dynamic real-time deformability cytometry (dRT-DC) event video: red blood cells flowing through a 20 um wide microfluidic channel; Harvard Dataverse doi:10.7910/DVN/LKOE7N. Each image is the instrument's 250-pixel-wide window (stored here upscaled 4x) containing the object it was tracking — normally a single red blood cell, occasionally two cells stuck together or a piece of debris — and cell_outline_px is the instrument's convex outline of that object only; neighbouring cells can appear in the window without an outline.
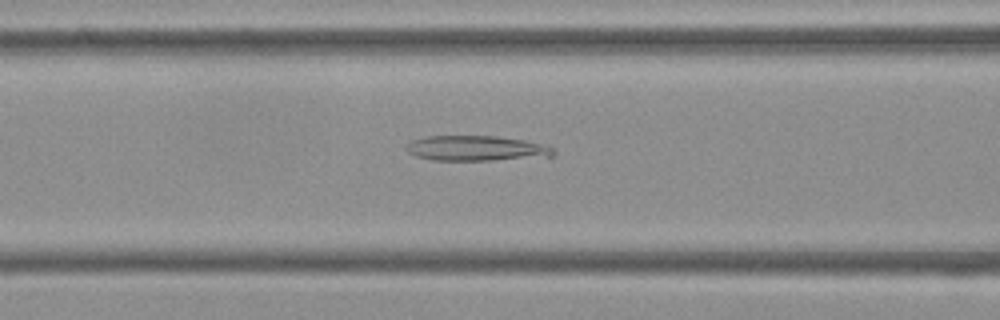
{"species": "Egyptian fruit bat (a non-hibernating species)", "species_latin": "Rousettus aegyptiacus", "temperature_condition": "cold", "stored_images_in_passage": 53, "camera_frame_rate_fps": 3000, "um_per_image_px": 0.085, "frame": {"image": 1, "passage_image": 21, "time_ms": 6.667, "image_size_px": [1000, 320], "cell_outline_px": [[556, 152], [552, 156], [492, 160], [432, 160], [416, 156], [408, 152], [404, 148], [412, 140], [424, 136], [496, 136], [524, 140], [548, 144], [556, 148]], "centroid_in_image_um": [40.53, 12.6], "position_along_channel_um": 126.1, "area_um2": 21.79}}
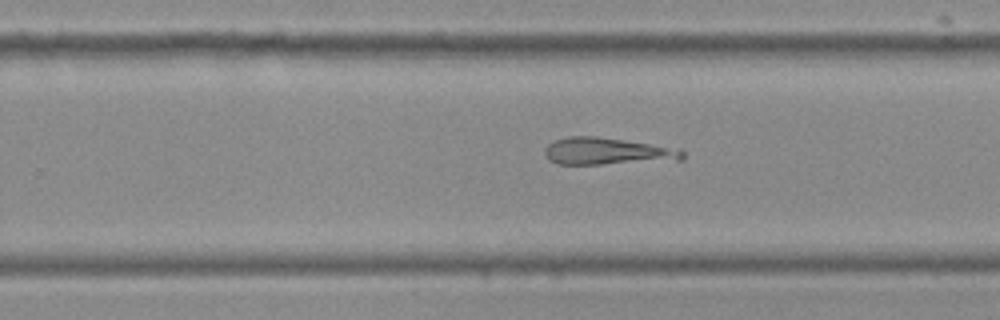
{"frame": {"image": 2, "passage_image": 33, "time_ms": 10.667, "image_size_px": [1000, 320], "cell_outline_px": [[684, 160], [600, 164], [556, 164], [548, 160], [544, 152], [544, 148], [548, 144], [556, 140], [568, 136], [596, 136], [680, 148], [684, 152]], "centroid_in_image_um": [51.63, 12.86], "position_along_channel_um": 278.2, "area_um2": 21.91}}
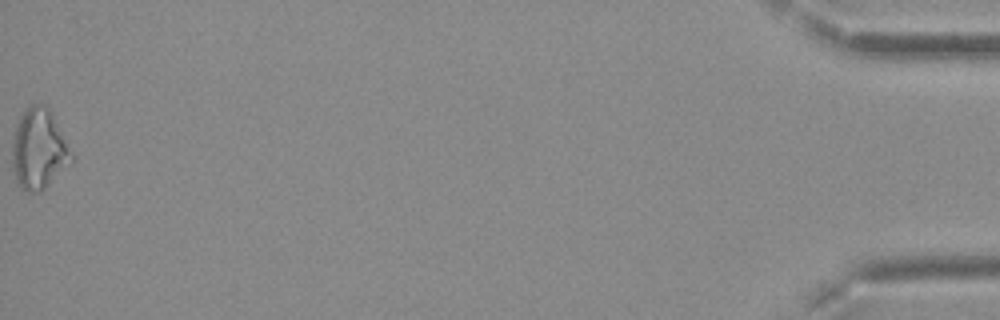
{"frame": {"image": 3, "passage_image": 53, "time_ms": 17.333, "image_size_px": [1000, 320], "cell_outline_px": [[76, 156], [72, 164], [40, 192], [24, 192], [16, 184], [12, 168], [12, 140], [20, 116], [24, 108], [28, 104], [44, 104], [52, 112]], "centroid_in_image_um": [3.33, 12.69], "position_along_channel_um": 431.9, "area_um2": 28.73}}